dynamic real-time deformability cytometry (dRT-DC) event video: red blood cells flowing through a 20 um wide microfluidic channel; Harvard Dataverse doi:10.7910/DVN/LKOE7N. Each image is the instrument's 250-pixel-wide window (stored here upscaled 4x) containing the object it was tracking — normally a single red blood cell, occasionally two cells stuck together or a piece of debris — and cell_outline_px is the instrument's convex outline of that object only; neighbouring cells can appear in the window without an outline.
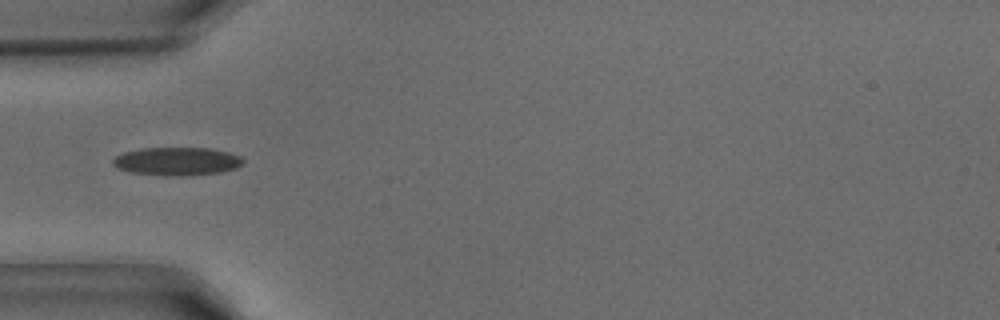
{"species": "common noctule bat (a hibernating species)", "species_latin": "Nyctalus noctula", "temperature_condition": "warm", "stored_images_in_passage": 21, "camera_frame_rate_fps": 3000, "um_per_image_px": 0.085, "animal": {"sex": "male", "body_mass_g": 15.6}, "frame": {"image": 1, "passage_image": 1, "time_ms": 0.0, "image_size_px": [1000, 320], "cell_outline_px": [[244, 164], [236, 168], [220, 172], [188, 176], [164, 176], [132, 172], [116, 168], [112, 164], [112, 160], [116, 156], [124, 152], [140, 148], [212, 148], [228, 152], [240, 156], [244, 160]], "centroid_in_image_um": [15.05, 13.71], "position_along_channel_um": 70.0, "area_um2": 21.62}}
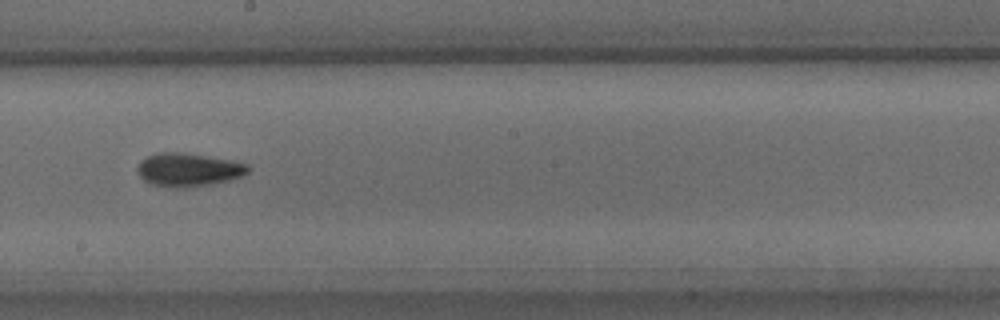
{"frame": {"image": 2, "passage_image": 11, "time_ms": 3.333, "image_size_px": [1000, 320], "cell_outline_px": [[248, 172], [240, 176], [228, 180], [212, 184], [152, 184], [144, 180], [136, 172], [136, 168], [140, 160], [156, 152], [184, 152], [228, 160], [248, 164]], "centroid_in_image_um": [15.97, 14.36], "position_along_channel_um": 232.2, "area_um2": 20.46}}
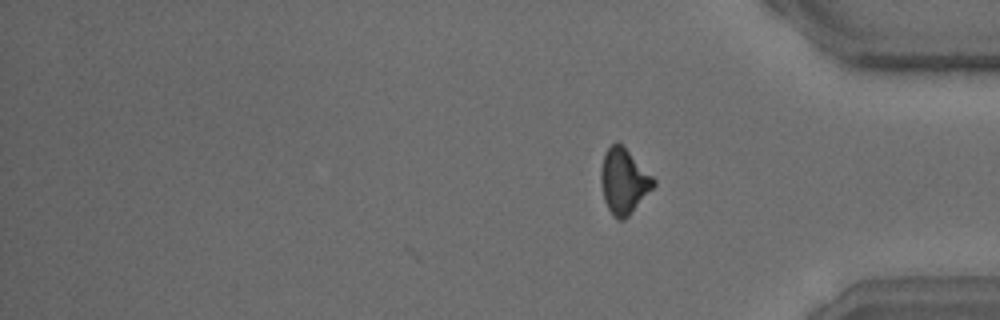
{"frame": {"image": 3, "passage_image": 21, "time_ms": 6.667, "image_size_px": [1000, 320], "cell_outline_px": [[656, 184], [628, 216], [624, 220], [616, 220], [612, 216], [604, 200], [600, 180], [600, 172], [604, 152], [616, 140], [656, 180]], "centroid_in_image_um": [52.99, 15.43], "position_along_channel_um": 382.2, "area_um2": 19.71}}